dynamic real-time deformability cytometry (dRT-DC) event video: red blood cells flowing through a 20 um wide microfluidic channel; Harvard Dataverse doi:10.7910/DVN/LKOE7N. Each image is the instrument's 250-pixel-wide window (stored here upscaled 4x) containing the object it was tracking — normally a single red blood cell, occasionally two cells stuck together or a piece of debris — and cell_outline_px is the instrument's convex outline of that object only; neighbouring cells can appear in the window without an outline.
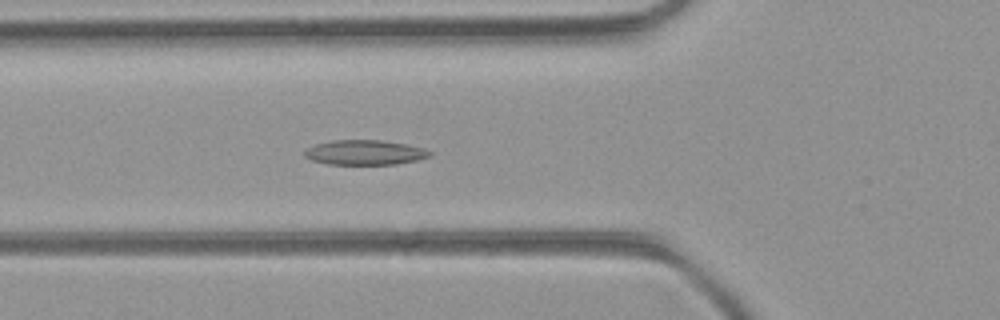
{"species": "common noctule bat (a hibernating species)", "species_latin": "Nyctalus noctula", "temperature_condition": "room temperature", "stored_images_in_passage": 34, "camera_frame_rate_fps": 3000, "um_per_image_px": 0.085, "animal": {"sex": "female", "body_mass_g": 21.9}, "frame": {"image": 1, "passage_image": 8, "time_ms": 2.333, "image_size_px": [1000, 320], "cell_outline_px": [[432, 156], [416, 160], [396, 164], [328, 164], [312, 160], [304, 156], [304, 152], [308, 148], [316, 144], [332, 140], [380, 140], [408, 144], [424, 148], [432, 152]], "centroid_in_image_um": [31.04, 12.95], "position_along_channel_um": 94.8, "area_um2": 18.09}}
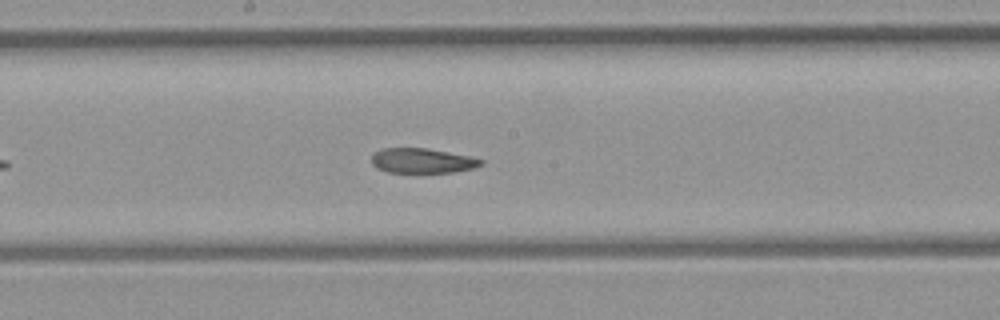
{"frame": {"image": 2, "passage_image": 17, "time_ms": 5.333, "image_size_px": [1000, 320], "cell_outline_px": [[484, 164], [472, 168], [452, 172], [416, 176], [388, 172], [376, 168], [372, 164], [372, 156], [376, 152], [384, 148], [428, 148], [468, 156], [484, 160]], "centroid_in_image_um": [35.87, 13.72], "position_along_channel_um": 212.3, "area_um2": 16.59}}
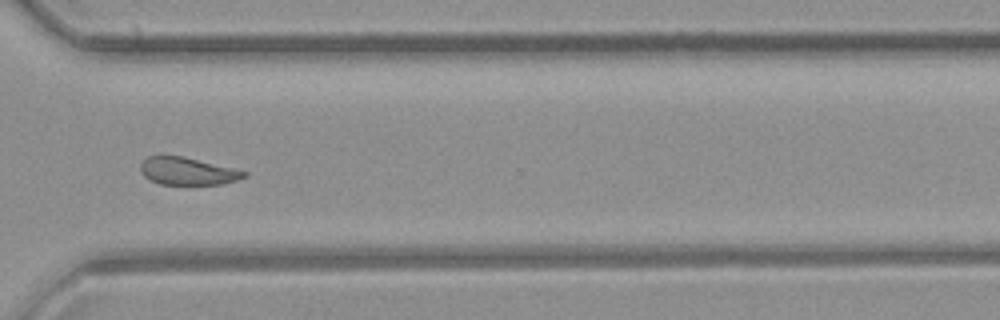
{"frame": {"image": 3, "passage_image": 28, "time_ms": 9.0, "image_size_px": [1000, 320], "cell_outline_px": [[248, 176], [236, 180], [220, 184], [160, 184], [144, 176], [140, 172], [140, 164], [148, 156], [180, 156], [232, 168], [248, 172]], "centroid_in_image_um": [15.93, 14.55], "position_along_channel_um": 354.7, "area_um2": 16.24}, "authors_computed_cell_mechanics": {"area_um2": 17.6579, "velocity_mm_per_s": 3.8879, "shape_relaxation_time_tau1_ms": 6.3398, "shape_relaxation_time_tau2_ms": 4.4221, "deformation_change_tau1": 0.1279, "deformation_change_tau2": 0.1144}}